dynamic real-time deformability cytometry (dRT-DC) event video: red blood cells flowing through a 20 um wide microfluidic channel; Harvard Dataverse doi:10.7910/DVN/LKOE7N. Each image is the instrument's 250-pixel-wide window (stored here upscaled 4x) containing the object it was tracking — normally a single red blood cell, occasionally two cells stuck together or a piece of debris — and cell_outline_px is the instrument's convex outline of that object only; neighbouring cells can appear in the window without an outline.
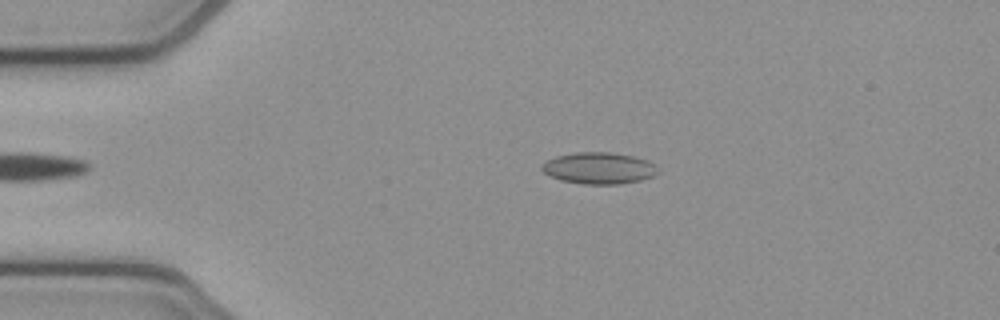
{"species": "common noctule bat (a hibernating species)", "species_latin": "Nyctalus noctula", "temperature_condition": "cold", "stored_images_in_passage": 46, "camera_frame_rate_fps": 3000, "um_per_image_px": 0.085, "animal": {"sex": "female", "body_mass_g": 21.9}, "frame": {"image": 1, "passage_image": 10, "time_ms": 3.0, "image_size_px": [1000, 320], "cell_outline_px": [[660, 172], [652, 176], [640, 180], [620, 184], [584, 184], [560, 180], [544, 172], [540, 168], [540, 164], [556, 156], [576, 152], [612, 152], [632, 156], [648, 160], [656, 164], [660, 168]], "centroid_in_image_um": [50.94, 14.29], "position_along_channel_um": 34.1, "area_um2": 21.5}}
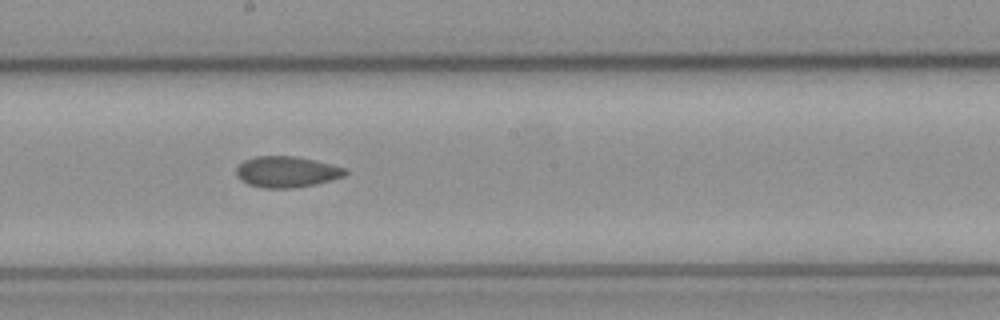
{"frame": {"image": 2, "passage_image": 28, "time_ms": 9.0, "image_size_px": [1000, 320], "cell_outline_px": [[348, 172], [344, 176], [332, 180], [316, 184], [292, 188], [264, 188], [248, 184], [240, 180], [236, 176], [236, 168], [244, 160], [256, 156], [292, 156], [316, 160], [348, 168]], "centroid_in_image_um": [24.39, 14.6], "position_along_channel_um": 223.8, "area_um2": 19.88}}
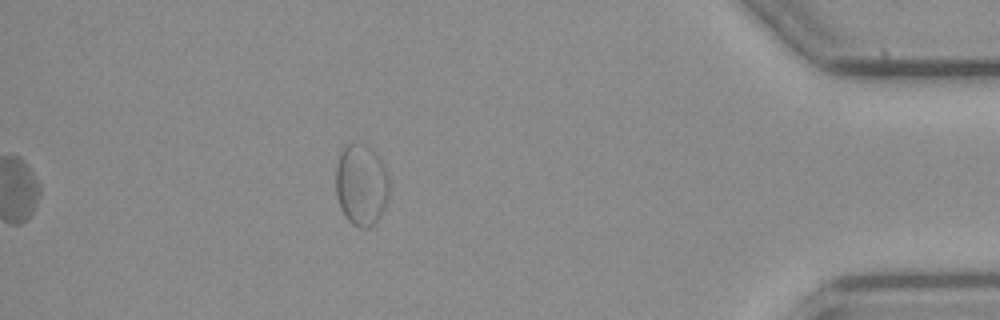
{"frame": {"image": 3, "passage_image": 46, "time_ms": 15.0, "image_size_px": [1000, 320], "cell_outline_px": [[388, 200], [380, 216], [368, 228], [360, 228], [352, 224], [344, 216], [340, 208], [336, 196], [336, 164], [340, 152], [348, 144], [364, 144], [372, 148], [380, 156], [384, 164], [388, 176]], "centroid_in_image_um": [30.71, 15.7], "position_along_channel_um": 404.5, "area_um2": 25.66}, "authors_computed_cell_mechanics": {"area_um2": 20.1144, "velocity_mm_per_s": 3.8304, "shape_relaxation_time_tau1_ms": null, "shape_relaxation_time_tau2_ms": 2.1831, "deformation_change_tau1": null, "deformation_change_tau2": 0.0489}}